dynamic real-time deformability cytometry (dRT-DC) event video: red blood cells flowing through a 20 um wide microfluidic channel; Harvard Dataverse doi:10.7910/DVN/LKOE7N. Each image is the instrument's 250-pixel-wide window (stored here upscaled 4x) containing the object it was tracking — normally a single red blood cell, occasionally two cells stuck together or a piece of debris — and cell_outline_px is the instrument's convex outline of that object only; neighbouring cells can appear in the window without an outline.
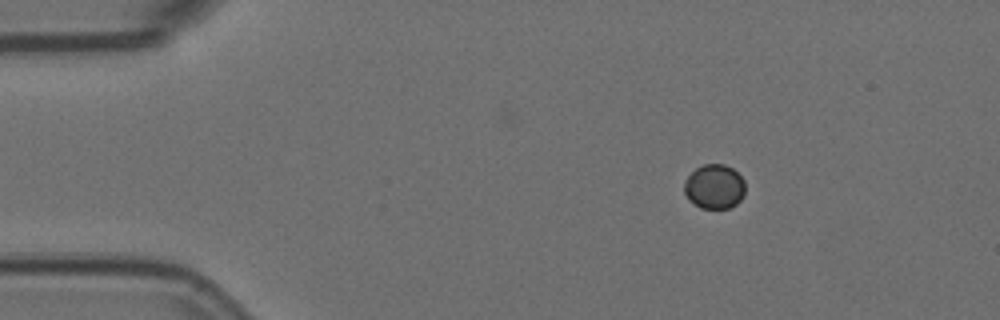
{"species": "Egyptian fruit bat (a non-hibernating species)", "species_latin": "Rousettus aegyptiacus", "temperature_condition": "room temperature", "stored_images_in_passage": 4, "camera_frame_rate_fps": 3000, "um_per_image_px": 0.085, "animal": {"sex": "female"}, "frame": {"image": 1, "passage_image": 1, "time_ms": 0.0, "image_size_px": [1000, 320], "cell_outline_px": [[744, 196], [736, 204], [728, 208], [700, 208], [684, 192], [684, 180], [696, 168], [704, 164], [724, 164], [732, 168], [744, 180]], "centroid_in_image_um": [60.73, 15.85], "position_along_channel_um": 24.3, "area_um2": 15.61}}
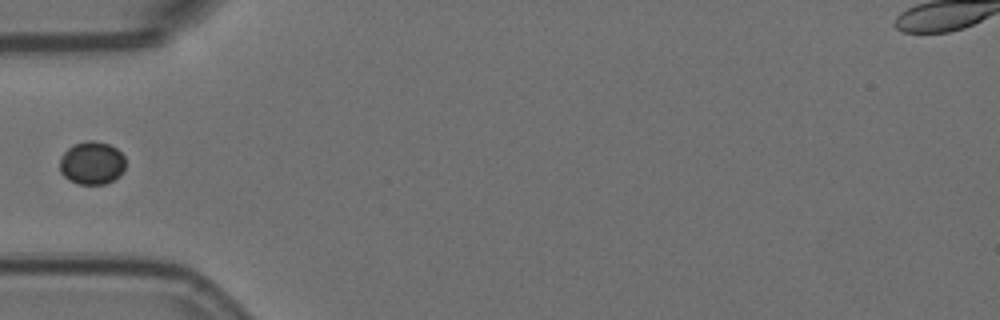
{"frame": {"image": 2, "passage_image": 3, "time_ms": 0.667, "image_size_px": [1000, 320], "cell_outline_px": [[124, 172], [120, 176], [104, 184], [80, 184], [68, 180], [60, 172], [60, 156], [72, 144], [88, 140], [92, 140], [108, 144], [116, 148], [124, 156]], "centroid_in_image_um": [7.8, 13.85], "position_along_channel_um": 77.2, "area_um2": 16.59}}
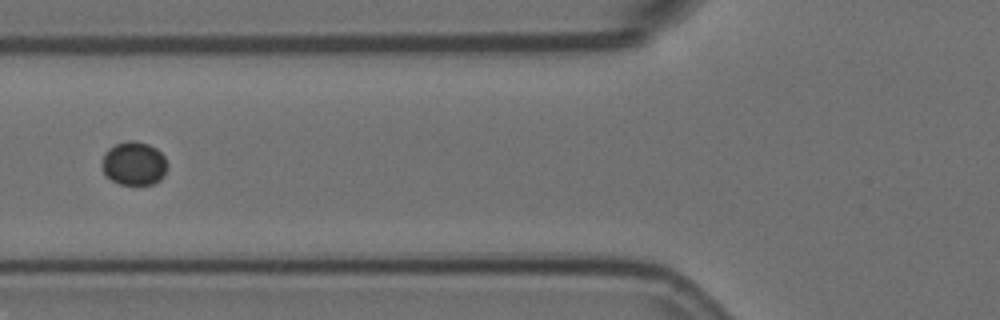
{"frame": {"image": 3, "passage_image": 4, "time_ms": 1.0, "image_size_px": [1000, 320], "cell_outline_px": [[168, 168], [164, 176], [160, 180], [152, 184], [120, 184], [112, 180], [104, 172], [104, 152], [108, 148], [116, 144], [128, 140], [132, 140], [148, 144], [156, 148], [164, 156]], "centroid_in_image_um": [11.43, 13.89], "position_along_channel_um": 114.4, "area_um2": 16.42}}